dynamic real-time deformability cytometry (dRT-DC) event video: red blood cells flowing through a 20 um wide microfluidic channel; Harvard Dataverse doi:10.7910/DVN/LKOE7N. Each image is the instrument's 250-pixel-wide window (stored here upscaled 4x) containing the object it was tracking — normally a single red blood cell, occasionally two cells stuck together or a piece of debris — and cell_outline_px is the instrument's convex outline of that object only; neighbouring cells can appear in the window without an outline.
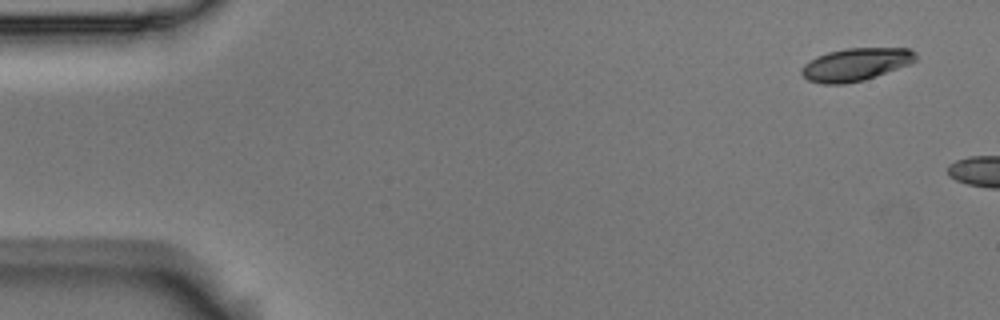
{"species": "Egyptian fruit bat (a non-hibernating species)", "species_latin": "Rousettus aegyptiacus", "temperature_condition": "room temperature", "stored_images_in_passage": 5, "camera_frame_rate_fps": 3000, "um_per_image_px": 0.085, "animal": {"sex": "male"}, "frame": {"image": 1, "passage_image": 1, "time_ms": 0.0, "image_size_px": [1000, 320], "cell_outline_px": [[916, 60], [912, 64], [864, 80], [844, 84], [824, 84], [808, 80], [800, 72], [804, 64], [816, 56], [828, 52], [844, 48], [908, 48], [916, 52]], "centroid_in_image_um": [72.75, 5.47], "position_along_channel_um": 12.2, "area_um2": 21.91}}